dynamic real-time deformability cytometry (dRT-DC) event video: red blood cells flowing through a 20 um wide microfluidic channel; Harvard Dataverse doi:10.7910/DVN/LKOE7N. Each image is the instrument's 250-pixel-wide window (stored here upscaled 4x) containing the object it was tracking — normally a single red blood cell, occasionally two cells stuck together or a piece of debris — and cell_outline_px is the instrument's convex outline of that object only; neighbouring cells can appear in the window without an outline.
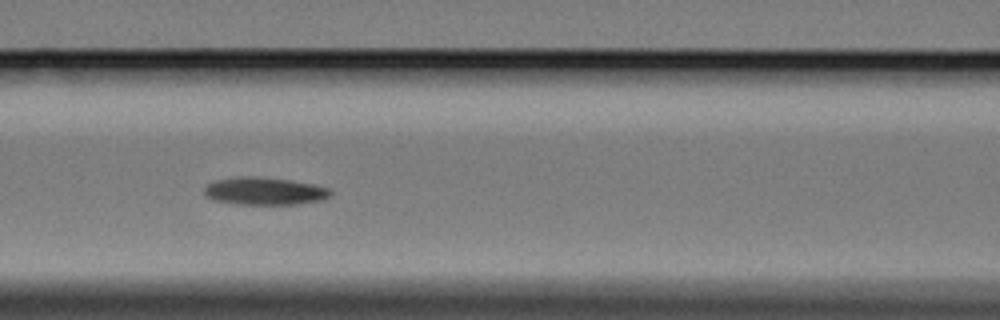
{"species": "Egyptian fruit bat (a non-hibernating species)", "species_latin": "Rousettus aegyptiacus", "temperature_condition": "cold", "stored_images_in_passage": 43, "camera_frame_rate_fps": 3000, "um_per_image_px": 0.085, "animal": {"sex": "female"}, "frame": {"image": 1, "passage_image": 11, "time_ms": 3.333, "image_size_px": [1000, 320], "cell_outline_px": [[332, 192], [324, 200], [296, 204], [240, 204], [212, 200], [204, 196], [204, 188], [208, 184], [216, 180], [236, 176], [256, 176], [288, 180], [312, 184], [332, 188]], "centroid_in_image_um": [22.47, 16.24], "position_along_channel_um": 144.1, "area_um2": 20.4}}
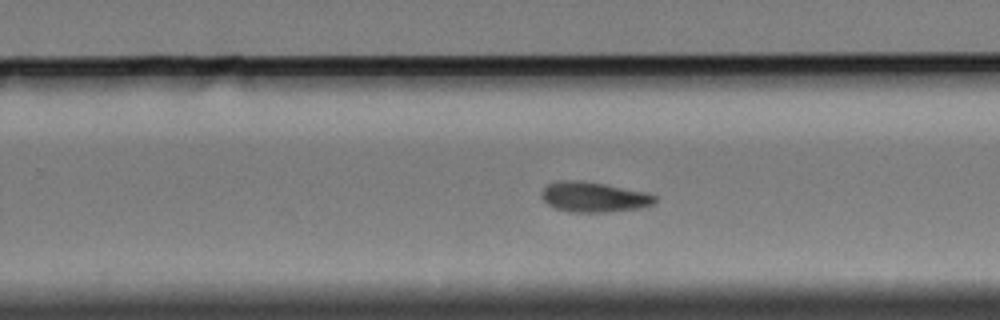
{"frame": {"image": 2, "passage_image": 23, "time_ms": 7.333, "image_size_px": [1000, 320], "cell_outline_px": [[656, 204], [640, 208], [604, 212], [572, 212], [556, 208], [548, 204], [544, 200], [540, 192], [548, 184], [556, 180], [580, 180], [604, 184], [648, 192], [656, 196]], "centroid_in_image_um": [50.5, 16.74], "position_along_channel_um": 279.3, "area_um2": 20.0}}
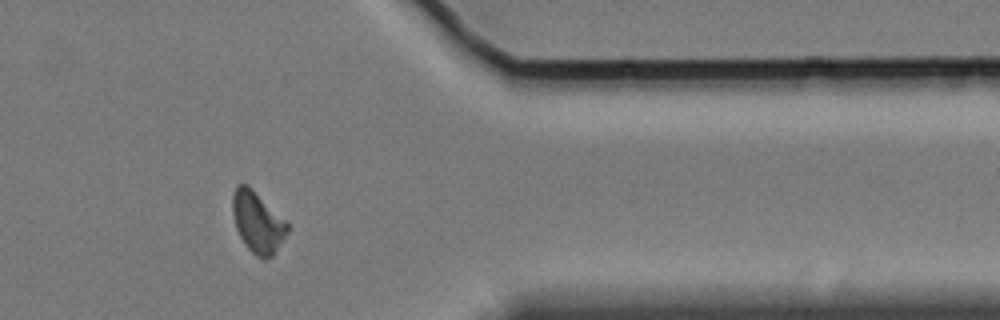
{"frame": {"image": 3, "passage_image": 34, "time_ms": 11.0, "image_size_px": [1000, 320], "cell_outline_px": [[288, 232], [272, 256], [264, 260], [256, 256], [248, 248], [240, 236], [236, 228], [232, 212], [232, 192], [236, 184], [248, 184], [288, 224]], "centroid_in_image_um": [21.86, 18.87], "position_along_channel_um": 389.5, "area_um2": 19.31}, "authors_computed_cell_mechanics": {"area_um2": 19.7676, "velocity_mm_per_s": 3.3851, "shape_relaxation_time_tau1_ms": null, "shape_relaxation_time_tau2_ms": 9.5453, "deformation_change_tau1": null, "deformation_change_tau2": 0.1357}}